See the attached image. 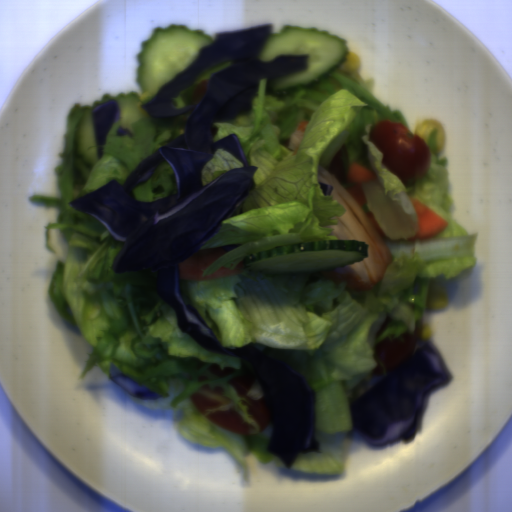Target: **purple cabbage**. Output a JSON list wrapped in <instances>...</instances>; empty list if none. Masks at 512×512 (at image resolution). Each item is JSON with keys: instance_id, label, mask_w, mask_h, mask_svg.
I'll list each match as a JSON object with an SVG mask.
<instances>
[{"instance_id": "obj_2", "label": "purple cabbage", "mask_w": 512, "mask_h": 512, "mask_svg": "<svg viewBox=\"0 0 512 512\" xmlns=\"http://www.w3.org/2000/svg\"><path fill=\"white\" fill-rule=\"evenodd\" d=\"M449 380L431 342L420 336L412 355L385 376L374 374L367 383L369 389L352 402V426L375 446L410 441L429 394Z\"/></svg>"}, {"instance_id": "obj_4", "label": "purple cabbage", "mask_w": 512, "mask_h": 512, "mask_svg": "<svg viewBox=\"0 0 512 512\" xmlns=\"http://www.w3.org/2000/svg\"><path fill=\"white\" fill-rule=\"evenodd\" d=\"M109 377L127 395L139 401L159 400L162 397L124 374L120 368L111 361Z\"/></svg>"}, {"instance_id": "obj_3", "label": "purple cabbage", "mask_w": 512, "mask_h": 512, "mask_svg": "<svg viewBox=\"0 0 512 512\" xmlns=\"http://www.w3.org/2000/svg\"><path fill=\"white\" fill-rule=\"evenodd\" d=\"M94 140L97 160L102 157L107 145V136L111 127L120 119L119 105L116 100H107L99 104L92 112Z\"/></svg>"}, {"instance_id": "obj_7", "label": "purple cabbage", "mask_w": 512, "mask_h": 512, "mask_svg": "<svg viewBox=\"0 0 512 512\" xmlns=\"http://www.w3.org/2000/svg\"><path fill=\"white\" fill-rule=\"evenodd\" d=\"M125 135H128L129 138H133V134L131 132V130H129L128 128H123L122 125L119 126L118 130H117V136L119 137H123Z\"/></svg>"}, {"instance_id": "obj_6", "label": "purple cabbage", "mask_w": 512, "mask_h": 512, "mask_svg": "<svg viewBox=\"0 0 512 512\" xmlns=\"http://www.w3.org/2000/svg\"><path fill=\"white\" fill-rule=\"evenodd\" d=\"M61 318H62V321L64 323V325L72 332V333H75V334H80L82 335L81 333V330L80 328H78L77 326H75L74 324L68 322L65 317L61 314Z\"/></svg>"}, {"instance_id": "obj_5", "label": "purple cabbage", "mask_w": 512, "mask_h": 512, "mask_svg": "<svg viewBox=\"0 0 512 512\" xmlns=\"http://www.w3.org/2000/svg\"><path fill=\"white\" fill-rule=\"evenodd\" d=\"M389 321H390V318H389V314L387 312L385 319L381 322L378 330L375 332L374 335H376L378 337L381 334H383L389 325Z\"/></svg>"}, {"instance_id": "obj_8", "label": "purple cabbage", "mask_w": 512, "mask_h": 512, "mask_svg": "<svg viewBox=\"0 0 512 512\" xmlns=\"http://www.w3.org/2000/svg\"><path fill=\"white\" fill-rule=\"evenodd\" d=\"M318 183H319V185H320V187H321V189H322V191H323L324 195H325V196H330L331 191H332V189H333V186H331L330 184H323V183H320L319 181H318Z\"/></svg>"}, {"instance_id": "obj_1", "label": "purple cabbage", "mask_w": 512, "mask_h": 512, "mask_svg": "<svg viewBox=\"0 0 512 512\" xmlns=\"http://www.w3.org/2000/svg\"><path fill=\"white\" fill-rule=\"evenodd\" d=\"M271 30V24L264 23L216 33L212 43L200 48L188 68L140 106L157 118L191 110L184 133L142 159L125 183L112 179L68 204L103 223L123 243L112 264L114 272H157L160 284L156 294L175 312L179 330L207 351L236 358V379L258 382L269 409L271 435L267 451L277 455L289 469L301 453L319 448L313 389L299 373L251 344L225 348L198 310L185 304L179 287V263L217 236L223 222L256 188L257 166H250L237 134L232 132L214 141L218 128L213 123L250 113L261 79L270 81L307 69L306 55H280L270 61L258 58ZM221 60H229L232 65L210 75L208 90L198 104L171 107L172 97L186 89L202 70ZM221 148L244 163V167L231 169L203 186L202 168ZM161 162L173 167L178 191L151 202L136 201L133 189L148 179Z\"/></svg>"}]
</instances>
